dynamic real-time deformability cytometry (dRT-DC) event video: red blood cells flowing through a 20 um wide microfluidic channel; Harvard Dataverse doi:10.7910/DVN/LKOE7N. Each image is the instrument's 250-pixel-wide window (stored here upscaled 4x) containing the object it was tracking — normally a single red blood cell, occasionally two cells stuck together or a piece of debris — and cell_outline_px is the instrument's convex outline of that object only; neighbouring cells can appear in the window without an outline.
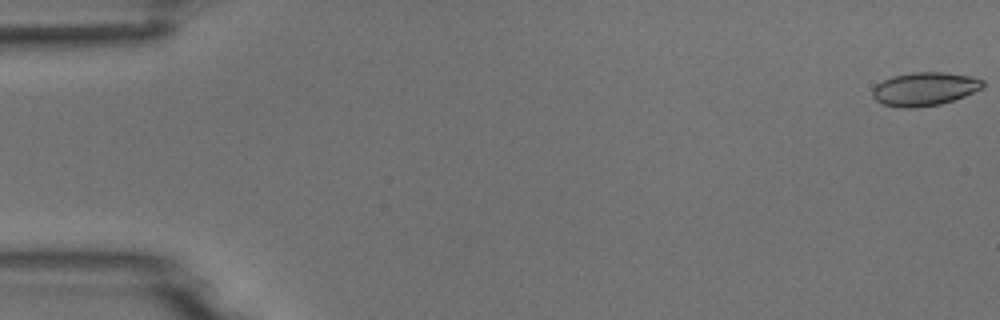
{"species": "common noctule bat (a hibernating species)", "species_latin": "Nyctalus noctula", "temperature_condition": "room temperature", "stored_images_in_passage": 54, "camera_frame_rate_fps": 3000, "um_per_image_px": 0.085, "animal": {"sex": "male", "body_mass_g": 18.8}, "frame": {"image": 1, "passage_image": 1, "time_ms": 0.0, "image_size_px": [1000, 320], "cell_outline_px": [[984, 88], [964, 96], [940, 104], [916, 108], [900, 108], [884, 104], [876, 100], [872, 96], [872, 88], [876, 84], [892, 76], [912, 72], [944, 72], [972, 76], [984, 80]], "centroid_in_image_um": [78.6, 7.56], "position_along_channel_um": 6.4, "area_um2": 21.68}}
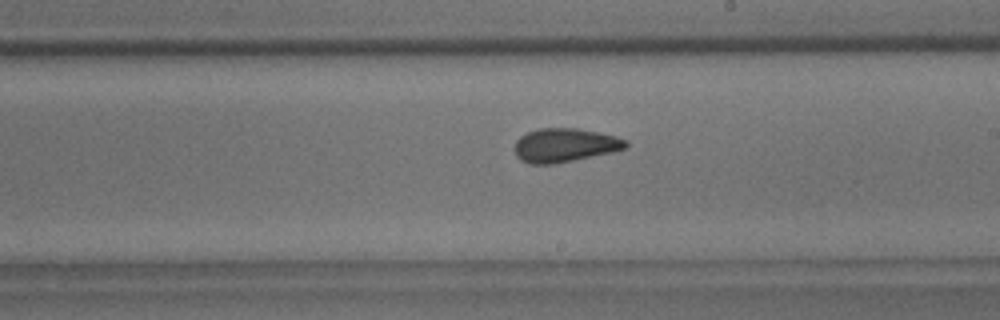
{"frame": {"image": 2, "passage_image": 31, "time_ms": 10.0, "image_size_px": [1000, 320], "cell_outline_px": [[628, 148], [612, 152], [556, 164], [528, 164], [520, 160], [516, 156], [512, 148], [516, 140], [520, 136], [528, 132], [540, 128], [576, 128], [616, 136], [628, 140]], "centroid_in_image_um": [47.98, 12.35], "position_along_channel_um": 241.0, "area_um2": 22.2}}
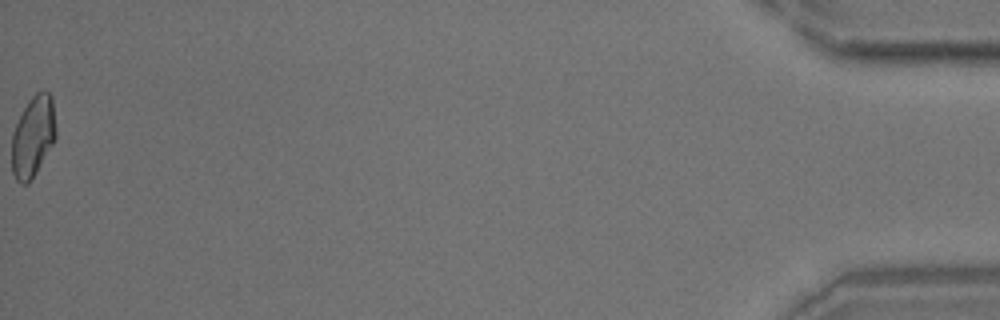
{"frame": {"image": 3, "passage_image": 54, "time_ms": 17.667, "image_size_px": [1000, 320], "cell_outline_px": [[56, 136], [52, 144], [36, 172], [28, 184], [20, 184], [16, 180], [12, 172], [12, 132], [28, 100], [36, 92], [44, 88], [52, 96], [56, 128]], "centroid_in_image_um": [2.81, 11.57], "position_along_channel_um": 432.4, "area_um2": 20.87}}